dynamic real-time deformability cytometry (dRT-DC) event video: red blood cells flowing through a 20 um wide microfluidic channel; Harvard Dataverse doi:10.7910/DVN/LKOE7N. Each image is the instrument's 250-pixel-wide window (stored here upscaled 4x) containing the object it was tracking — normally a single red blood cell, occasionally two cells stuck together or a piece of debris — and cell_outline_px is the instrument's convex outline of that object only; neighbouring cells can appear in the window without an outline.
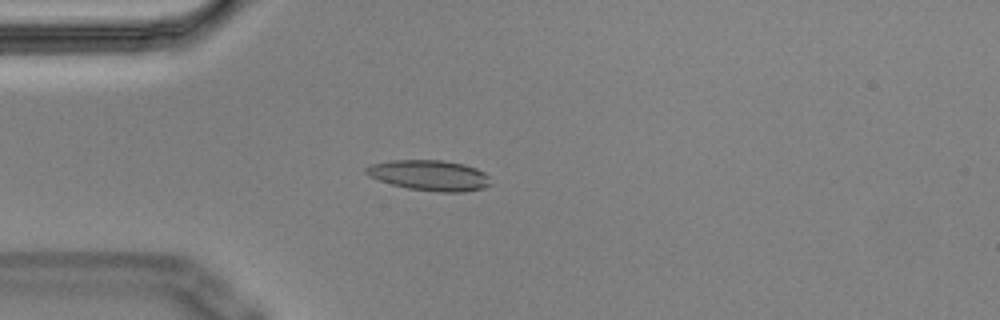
{"species": "Egyptian fruit bat (a non-hibernating species)", "species_latin": "Rousettus aegyptiacus", "temperature_condition": "cold", "stored_images_in_passage": 4, "camera_frame_rate_fps": 3000, "um_per_image_px": 0.085, "animal": {"sex": "male"}, "frame": {"image": 1, "passage_image": 4, "time_ms": 1.0, "image_size_px": [1000, 320], "cell_outline_px": [[488, 184], [484, 188], [464, 192], [440, 192], [408, 188], [392, 184], [368, 176], [364, 172], [364, 168], [372, 164], [392, 160], [440, 160], [464, 164], [476, 168], [484, 172], [488, 176]], "centroid_in_image_um": [36.49, 14.9], "position_along_channel_um": 48.5, "area_um2": 21.96}}